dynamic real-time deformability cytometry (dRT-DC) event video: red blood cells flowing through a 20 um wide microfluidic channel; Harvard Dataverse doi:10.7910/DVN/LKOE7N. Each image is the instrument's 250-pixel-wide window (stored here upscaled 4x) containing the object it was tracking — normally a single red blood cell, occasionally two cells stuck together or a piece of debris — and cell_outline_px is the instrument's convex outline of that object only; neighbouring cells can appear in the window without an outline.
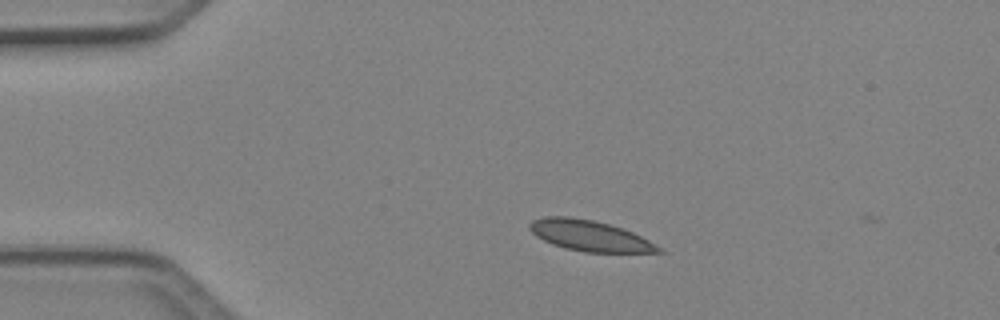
{"species": "Egyptian fruit bat (a non-hibernating species)", "species_latin": "Rousettus aegyptiacus", "temperature_condition": "cold", "stored_images_in_passage": 3, "camera_frame_rate_fps": 3000, "um_per_image_px": 0.085, "animal": {"sex": "female"}, "frame": {"image": 1, "passage_image": 1, "time_ms": 0.0, "image_size_px": [1000, 320], "cell_outline_px": [[664, 252], [584, 252], [564, 248], [552, 244], [536, 236], [528, 228], [528, 224], [532, 220], [544, 216], [568, 216], [592, 220], [608, 224], [632, 232], [648, 240], [660, 248]], "centroid_in_image_um": [50.05, 20.03], "position_along_channel_um": 35.0, "area_um2": 22.83}}
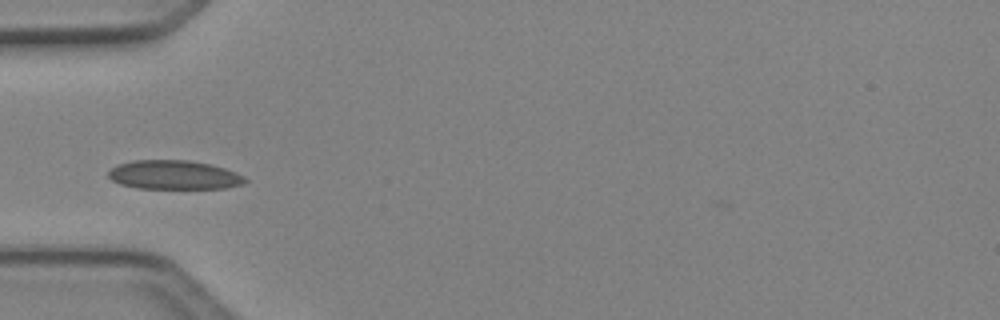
{"frame": {"image": 2, "passage_image": 2, "time_ms": 0.333, "image_size_px": [1000, 320], "cell_outline_px": [[248, 180], [244, 184], [224, 188], [136, 188], [120, 184], [112, 180], [108, 176], [108, 172], [112, 168], [120, 164], [132, 160], [188, 160], [212, 164], [236, 172], [244, 176]], "centroid_in_image_um": [14.81, 14.86], "position_along_channel_um": 70.2, "area_um2": 23.12}}
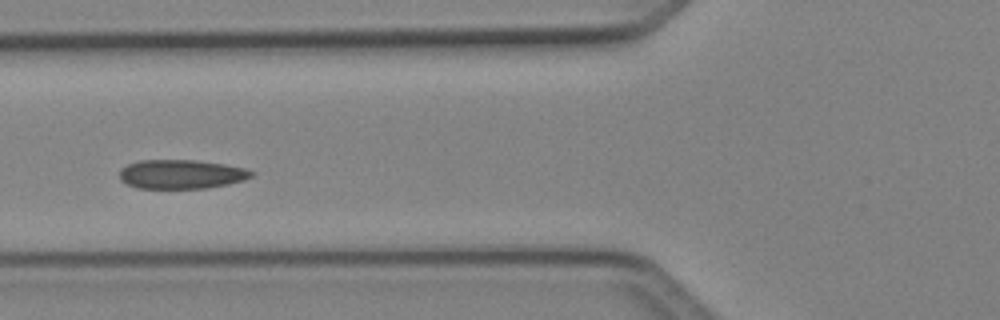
{"frame": {"image": 3, "passage_image": 3, "time_ms": 0.667, "image_size_px": [1000, 320], "cell_outline_px": [[256, 172], [252, 176], [244, 180], [228, 184], [208, 188], [136, 188], [120, 180], [120, 168], [128, 164], [140, 160], [196, 160], [224, 164], [244, 168]], "centroid_in_image_um": [15.41, 14.8], "position_along_channel_um": 110.4, "area_um2": 22.43}}